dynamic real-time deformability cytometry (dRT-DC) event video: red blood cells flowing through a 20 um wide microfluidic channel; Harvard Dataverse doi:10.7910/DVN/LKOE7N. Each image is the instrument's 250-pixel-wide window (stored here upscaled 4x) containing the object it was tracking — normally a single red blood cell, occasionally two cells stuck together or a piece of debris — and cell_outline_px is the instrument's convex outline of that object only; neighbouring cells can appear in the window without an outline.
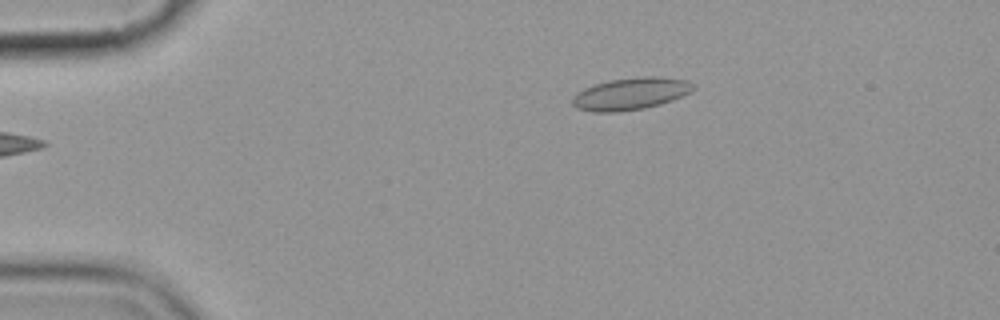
{"species": "common noctule bat (a hibernating species)", "species_latin": "Nyctalus noctula", "temperature_condition": "cold", "stored_images_in_passage": 4, "camera_frame_rate_fps": 3000, "um_per_image_px": 0.085, "animal": {"sex": "female", "body_mass_g": 19.9}, "frame": {"image": 1, "passage_image": 1, "time_ms": 0.0, "image_size_px": [1000, 320], "cell_outline_px": [[696, 88], [692, 92], [672, 100], [660, 104], [644, 108], [616, 112], [596, 112], [576, 108], [572, 104], [572, 96], [576, 92], [592, 84], [608, 80], [640, 76], [656, 76], [688, 80], [696, 84]], "centroid_in_image_um": [53.61, 7.95], "position_along_channel_um": 31.4, "area_um2": 23.0}}
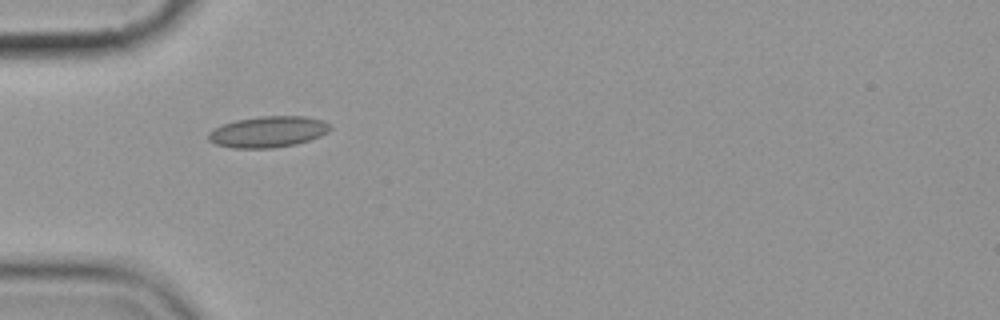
{"frame": {"image": 2, "passage_image": 3, "time_ms": 2.333, "image_size_px": [1000, 320], "cell_outline_px": [[332, 128], [328, 132], [320, 136], [296, 144], [272, 148], [232, 148], [216, 144], [208, 140], [208, 132], [224, 124], [236, 120], [260, 116], [304, 116], [324, 120]], "centroid_in_image_um": [22.8, 11.2], "position_along_channel_um": 62.2, "area_um2": 22.02}}
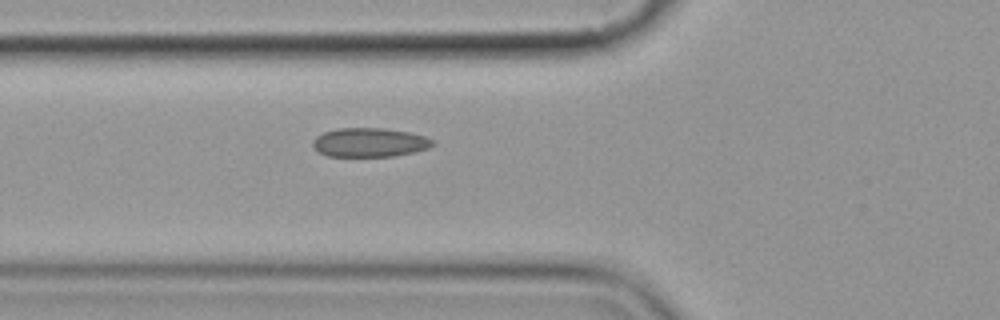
{"frame": {"image": 3, "passage_image": 4, "time_ms": 3.333, "image_size_px": [1000, 320], "cell_outline_px": [[436, 144], [428, 148], [412, 152], [392, 156], [328, 156], [312, 148], [312, 140], [316, 136], [324, 132], [336, 128], [384, 128], [408, 132], [424, 136], [432, 140]], "centroid_in_image_um": [31.37, 12.1], "position_along_channel_um": 94.4, "area_um2": 20.23}}